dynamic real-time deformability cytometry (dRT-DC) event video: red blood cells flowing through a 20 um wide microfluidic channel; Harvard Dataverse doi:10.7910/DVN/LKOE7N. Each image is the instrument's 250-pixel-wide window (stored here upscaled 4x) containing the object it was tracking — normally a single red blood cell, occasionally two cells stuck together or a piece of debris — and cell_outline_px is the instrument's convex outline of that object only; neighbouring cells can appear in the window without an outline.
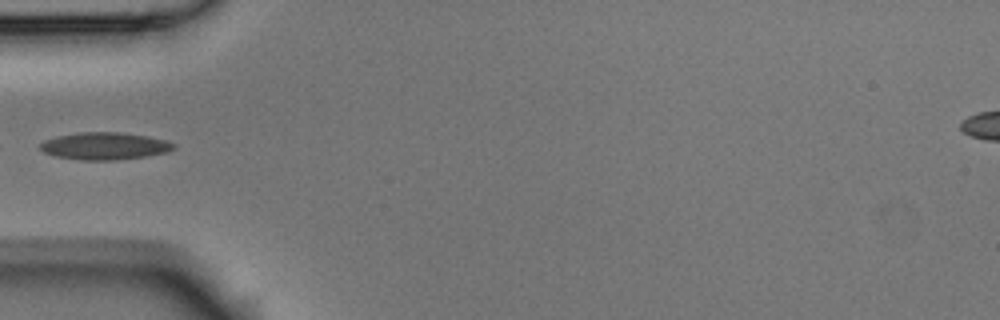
{"species": "Egyptian fruit bat (a non-hibernating species)", "species_latin": "Rousettus aegyptiacus", "temperature_condition": "room temperature", "stored_images_in_passage": 5, "camera_frame_rate_fps": 3000, "um_per_image_px": 0.085, "animal": {"sex": "male"}, "frame": {"image": 1, "passage_image": 4, "time_ms": 1.0, "image_size_px": [1000, 320], "cell_outline_px": [[176, 148], [168, 152], [144, 156], [116, 160], [80, 160], [56, 156], [44, 152], [40, 148], [40, 144], [44, 140], [56, 136], [80, 132], [120, 132], [148, 136], [168, 140], [176, 144]], "centroid_in_image_um": [8.93, 12.4], "position_along_channel_um": 76.1, "area_um2": 21.33}}
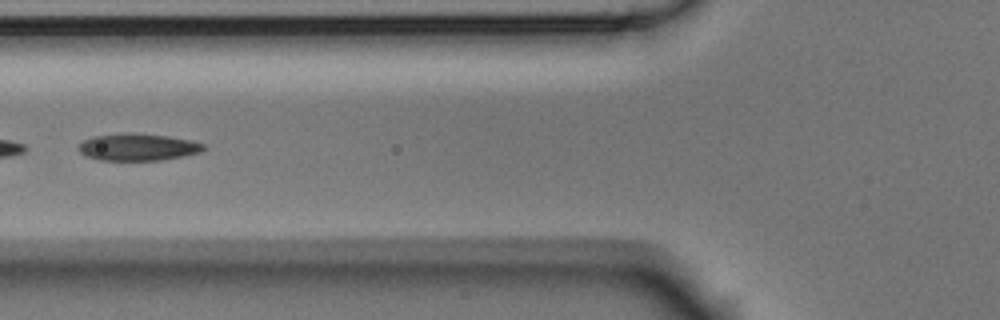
{"frame": {"image": 2, "passage_image": 5, "time_ms": 1.333, "image_size_px": [1000, 320], "cell_outline_px": [[204, 148], [200, 152], [160, 160], [100, 160], [88, 156], [80, 152], [76, 148], [84, 140], [92, 136], [124, 132], [136, 132], [168, 136], [192, 140], [204, 144]], "centroid_in_image_um": [11.68, 12.48], "position_along_channel_um": 114.1, "area_um2": 19.77}}